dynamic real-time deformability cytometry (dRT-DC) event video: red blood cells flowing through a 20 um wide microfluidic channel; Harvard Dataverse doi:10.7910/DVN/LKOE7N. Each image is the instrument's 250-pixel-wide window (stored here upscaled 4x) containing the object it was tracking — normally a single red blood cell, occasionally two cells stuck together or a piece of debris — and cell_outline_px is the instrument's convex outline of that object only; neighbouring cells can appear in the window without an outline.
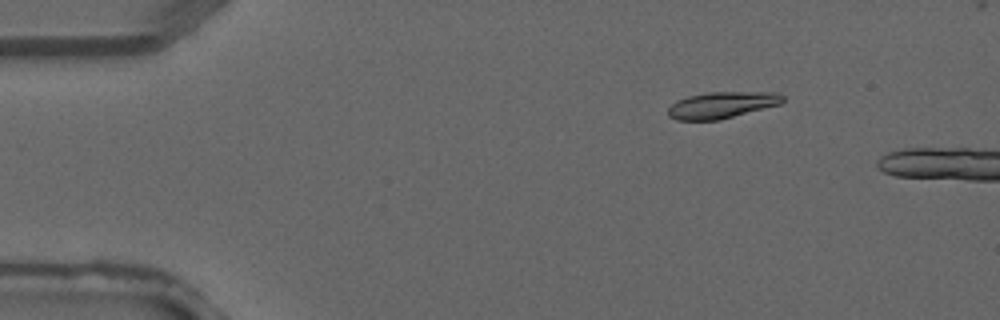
{"species": "common noctule bat (a hibernating species)", "species_latin": "Nyctalus noctula", "temperature_condition": "warm", "stored_images_in_passage": 4, "camera_frame_rate_fps": 3000, "um_per_image_px": 0.085, "animal": {"sex": "male", "forearm_length_mm": 52.5}, "frame": {"image": 1, "passage_image": 1, "time_ms": 0.0, "image_size_px": [1000, 320], "cell_outline_px": [[784, 100], [780, 104], [720, 120], [676, 120], [668, 116], [668, 108], [676, 100], [688, 96], [708, 92], [776, 92], [784, 96]], "centroid_in_image_um": [61.34, 8.92], "position_along_channel_um": 23.7, "area_um2": 17.74}}
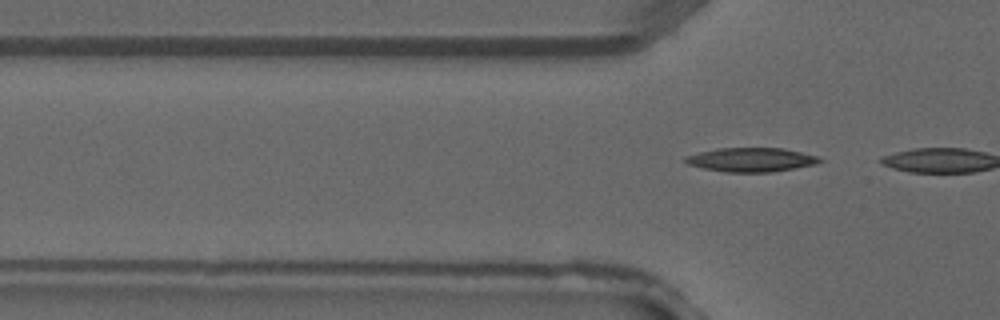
{"frame": {"image": 2, "passage_image": 4, "time_ms": 1.0, "image_size_px": [1000, 320], "cell_outline_px": [[824, 160], [816, 164], [772, 172], [724, 172], [704, 168], [688, 164], [684, 160], [684, 156], [716, 148], [784, 148], [820, 156]], "centroid_in_image_um": [63.88, 13.57], "position_along_channel_um": 61.9, "area_um2": 18.9}}